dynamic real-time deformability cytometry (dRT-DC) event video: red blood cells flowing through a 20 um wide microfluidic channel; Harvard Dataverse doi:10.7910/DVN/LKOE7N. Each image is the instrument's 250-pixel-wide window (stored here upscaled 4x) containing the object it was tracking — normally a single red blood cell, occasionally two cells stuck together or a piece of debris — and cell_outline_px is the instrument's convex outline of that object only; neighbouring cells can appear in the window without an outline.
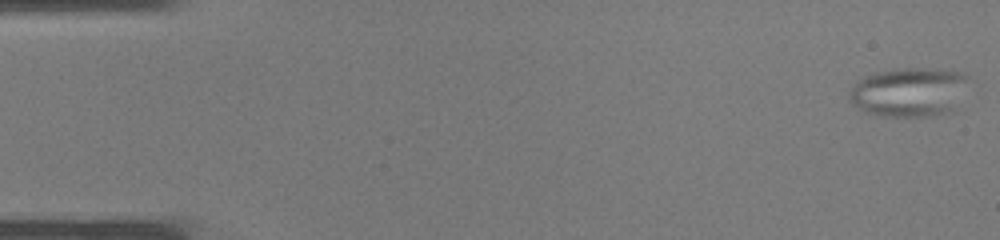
{"species": "common noctule bat (a hibernating species)", "species_latin": "Nyctalus noctula", "temperature_condition": "warm", "stored_images_in_passage": 36, "segment_of_instrument_passage": [1, 2], "camera_frame_rate_fps": 3000, "um_per_image_px": 0.085, "animal": {"sex": "male", "body_mass_g": 19.0, "forearm_length_mm": 50.8}, "frame": {"image": 1, "passage_image": 1, "time_ms": 0.0, "image_size_px": [1000, 240], "cell_outline_px": [[968, 76], [956, 112], [928, 116], [876, 116], [864, 112], [848, 100], [848, 92], [860, 80], [868, 76], [880, 72], [900, 68], [916, 68], [960, 72]], "centroid_in_image_um": [77.28, 7.87], "position_along_channel_um": 7.7, "area_um2": 34.04}}
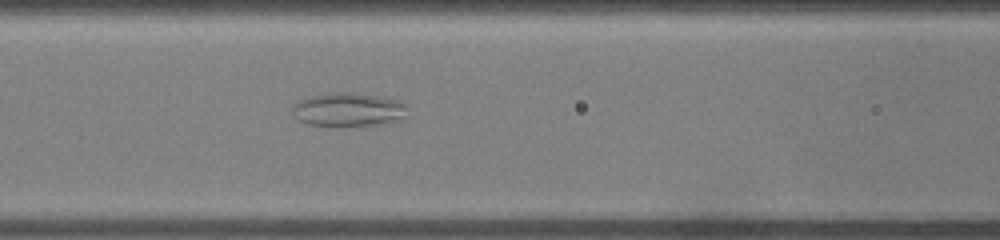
{"frame": {"image": 2, "passage_image": 16, "time_ms": 5.0, "image_size_px": [1000, 240], "cell_outline_px": [[408, 104], [404, 120], [344, 128], [328, 128], [308, 124], [300, 120], [292, 112], [292, 108], [300, 100], [312, 96], [336, 92], [348, 92], [380, 96], [400, 100]], "centroid_in_image_um": [29.66, 9.35], "position_along_channel_um": 136.9, "area_um2": 23.18}}
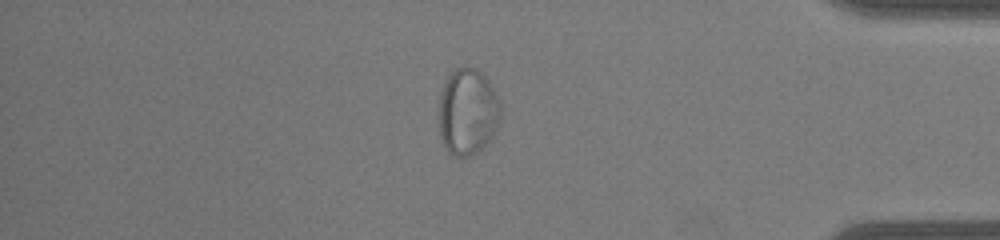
{"frame": {"image": 3, "passage_image": 32, "time_ms": 10.333, "image_size_px": [1000, 240], "cell_outline_px": [[500, 120], [496, 128], [488, 140], [476, 152], [468, 156], [456, 156], [448, 152], [440, 136], [440, 96], [444, 84], [448, 76], [456, 68], [476, 68], [492, 84], [500, 104]], "centroid_in_image_um": [39.76, 9.49], "position_along_channel_um": 395.4, "area_um2": 30.52}}